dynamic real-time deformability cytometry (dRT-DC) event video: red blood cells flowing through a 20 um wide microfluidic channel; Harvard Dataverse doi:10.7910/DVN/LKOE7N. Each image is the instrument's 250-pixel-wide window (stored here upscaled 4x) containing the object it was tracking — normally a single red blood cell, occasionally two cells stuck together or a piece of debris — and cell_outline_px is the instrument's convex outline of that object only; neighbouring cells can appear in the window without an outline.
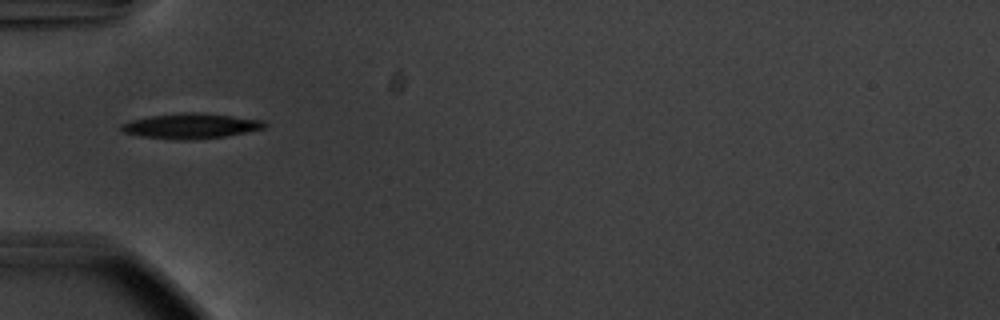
{"species": "common noctule bat (a hibernating species)", "species_latin": "Nyctalus noctula", "temperature_condition": "warm", "stored_images_in_passage": 44, "camera_frame_rate_fps": 3000, "um_per_image_px": 0.085, "animal": {"sex": "male", "body_mass_g": 20.1, "forearm_length_mm": 53.5}, "frame": {"image": 1, "passage_image": 8, "time_ms": 2.333, "image_size_px": [1000, 320], "cell_outline_px": [[268, 124], [264, 128], [224, 136], [196, 140], [172, 140], [140, 136], [120, 132], [120, 124], [132, 120], [148, 116], [184, 112], [204, 112], [264, 120]], "centroid_in_image_um": [16.18, 10.7], "position_along_channel_um": 68.8, "area_um2": 21.39}}
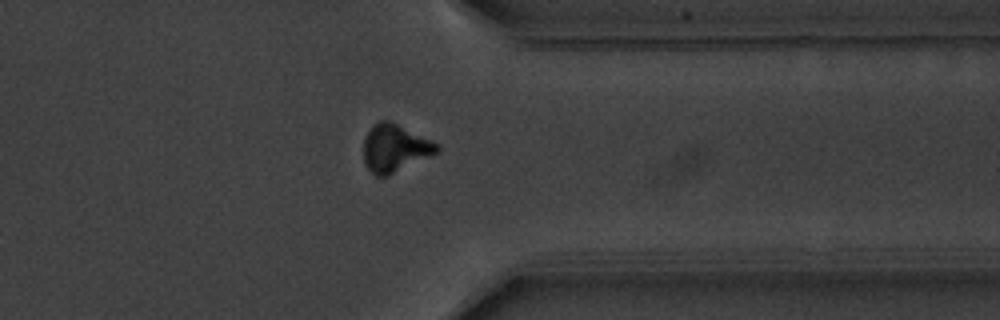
{"frame": {"image": 2, "passage_image": 33, "time_ms": 10.667, "image_size_px": [1000, 320], "cell_outline_px": [[440, 152], [388, 176], [376, 176], [364, 164], [364, 140], [368, 132], [380, 120], [388, 120], [432, 140], [440, 144]], "centroid_in_image_um": [33.6, 12.62], "position_along_channel_um": 377.8, "area_um2": 20.29}}
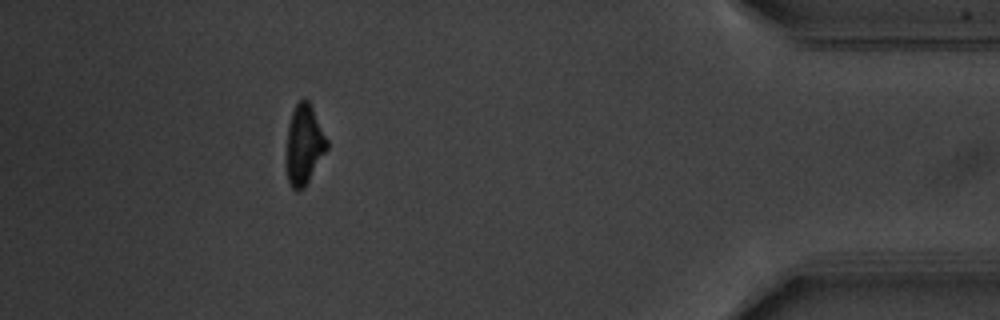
{"frame": {"image": 3, "passage_image": 39, "time_ms": 12.667, "image_size_px": [1000, 320], "cell_outline_px": [[328, 148], [304, 188], [296, 192], [292, 188], [288, 180], [288, 124], [292, 112], [296, 104], [304, 96], [308, 100], [328, 140]], "centroid_in_image_um": [25.87, 12.29], "position_along_channel_um": 409.3, "area_um2": 18.44}, "authors_computed_cell_mechanics": {"area_um2": 19.7387, "velocity_mm_per_s": 3.7494, "shape_relaxation_time_tau1_ms": 2.5196, "shape_relaxation_time_tau2_ms": null, "deformation_change_tau1": 0.1447, "deformation_change_tau2": null}}